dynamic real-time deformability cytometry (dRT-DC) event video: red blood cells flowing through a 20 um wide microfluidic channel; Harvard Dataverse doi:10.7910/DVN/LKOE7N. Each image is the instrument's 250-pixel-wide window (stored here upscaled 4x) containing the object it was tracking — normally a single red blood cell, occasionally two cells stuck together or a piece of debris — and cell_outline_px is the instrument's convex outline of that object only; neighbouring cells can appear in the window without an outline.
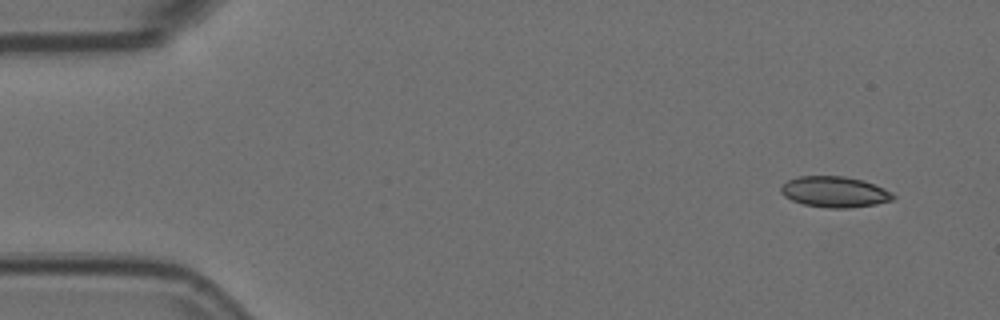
{"species": "Egyptian fruit bat (a non-hibernating species)", "species_latin": "Rousettus aegyptiacus", "temperature_condition": "room temperature", "stored_images_in_passage": 5, "camera_frame_rate_fps": 3000, "um_per_image_px": 0.085, "animal": {"sex": "female"}, "frame": {"image": 1, "passage_image": 1, "time_ms": 0.0, "image_size_px": [1000, 320], "cell_outline_px": [[896, 196], [892, 200], [876, 204], [848, 208], [828, 208], [804, 204], [792, 200], [784, 196], [780, 192], [780, 188], [788, 180], [796, 176], [844, 176], [864, 180], [884, 188], [892, 192]], "centroid_in_image_um": [70.95, 16.3], "position_along_channel_um": 14.0, "area_um2": 20.23}}
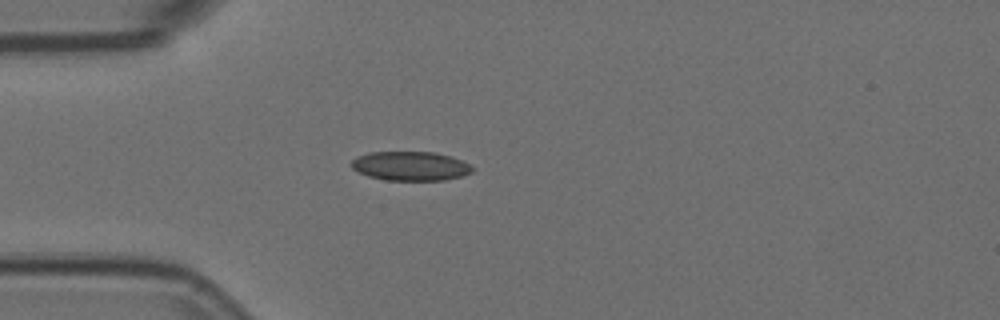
{"frame": {"image": 2, "passage_image": 4, "time_ms": 1.0, "image_size_px": [1000, 320], "cell_outline_px": [[472, 172], [460, 176], [444, 180], [384, 180], [368, 176], [352, 168], [348, 164], [356, 156], [368, 152], [432, 152], [452, 156], [468, 164], [472, 168]], "centroid_in_image_um": [34.83, 14.11], "position_along_channel_um": 50.2, "area_um2": 20.52}}